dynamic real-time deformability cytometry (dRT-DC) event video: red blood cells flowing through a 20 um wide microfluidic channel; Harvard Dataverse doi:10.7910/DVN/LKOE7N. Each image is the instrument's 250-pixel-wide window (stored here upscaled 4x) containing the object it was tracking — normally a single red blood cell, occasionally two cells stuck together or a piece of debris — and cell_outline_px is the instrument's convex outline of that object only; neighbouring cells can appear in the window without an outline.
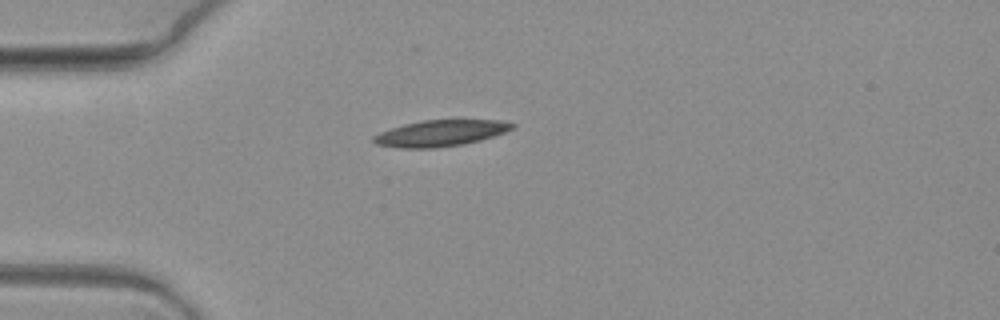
{"species": "common noctule bat (a hibernating species)", "species_latin": "Nyctalus noctula", "temperature_condition": "warm", "stored_images_in_passage": 4, "camera_frame_rate_fps": 3000, "um_per_image_px": 0.085, "animal": {"sex": "female", "body_mass_g": 19.3, "forearm_length_mm": 54.1}, "frame": {"image": 1, "passage_image": 1, "time_ms": 0.0, "image_size_px": [1000, 320], "cell_outline_px": [[516, 124], [512, 128], [504, 132], [480, 140], [464, 144], [432, 148], [400, 148], [376, 144], [372, 140], [372, 136], [380, 132], [404, 124], [424, 120], [504, 120]], "centroid_in_image_um": [37.43, 11.32], "position_along_channel_um": 47.6, "area_um2": 21.04}}
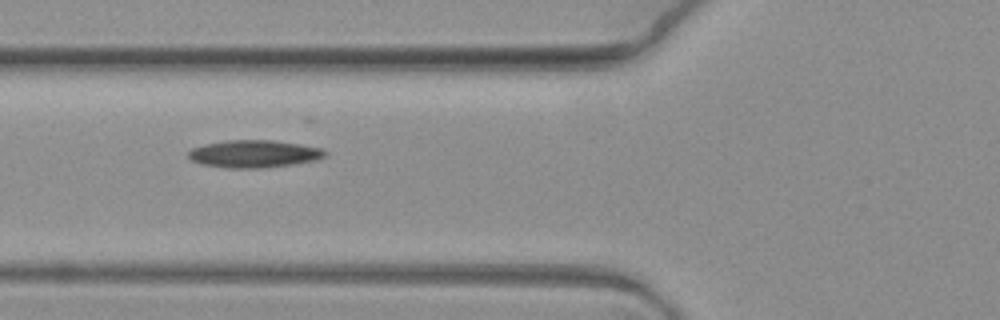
{"frame": {"image": 2, "passage_image": 3, "time_ms": 0.667, "image_size_px": [1000, 320], "cell_outline_px": [[328, 152], [324, 156], [316, 160], [292, 164], [264, 168], [228, 168], [204, 164], [192, 160], [188, 156], [188, 152], [192, 148], [204, 144], [228, 140], [272, 140], [300, 144], [324, 148]], "centroid_in_image_um": [21.62, 13.07], "position_along_channel_um": 104.2, "area_um2": 21.85}}